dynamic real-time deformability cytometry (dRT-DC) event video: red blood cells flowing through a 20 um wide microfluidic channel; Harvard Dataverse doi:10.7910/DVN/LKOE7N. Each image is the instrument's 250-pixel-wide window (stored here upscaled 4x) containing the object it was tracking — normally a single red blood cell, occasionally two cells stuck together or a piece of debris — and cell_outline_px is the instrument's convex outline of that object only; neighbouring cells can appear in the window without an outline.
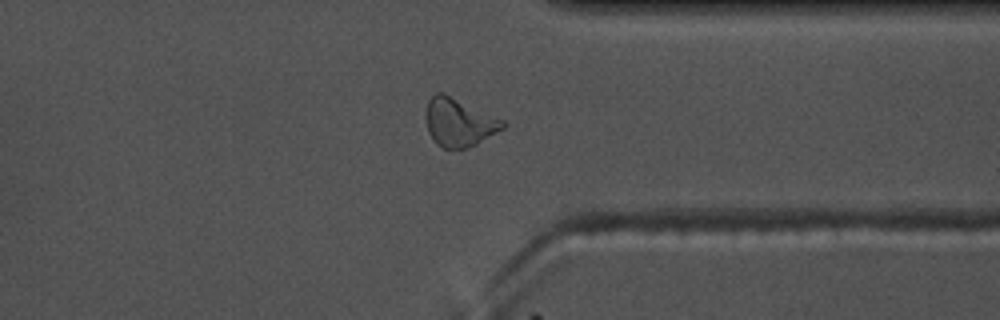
{"species": "common noctule bat (a hibernating species)", "species_latin": "Nyctalus noctula", "temperature_condition": "warm", "stored_images_in_passage": 58, "segment_of_instrument_passage": [1, 2], "camera_frame_rate_fps": 3000, "um_per_image_px": 0.085, "animal": {"sex": "male", "body_mass_g": 17.5, "forearm_length_mm": 52.3}, "frame": {"image": 1, "passage_image": 44, "time_ms": 14.333, "image_size_px": [1000, 320], "cell_outline_px": [[508, 124], [504, 128], [476, 144], [468, 148], [444, 148], [436, 144], [432, 140], [428, 132], [424, 116], [424, 112], [428, 100], [436, 92], [444, 92], [504, 120]], "centroid_in_image_um": [38.98, 10.39], "position_along_channel_um": 372.4, "area_um2": 21.91}}
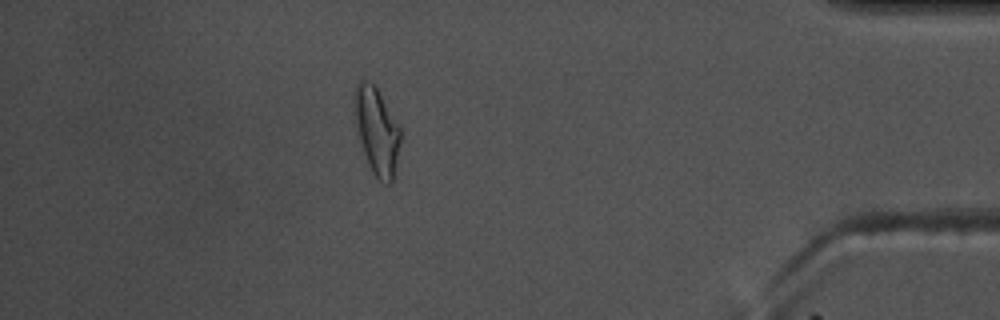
{"frame": {"image": 2, "passage_image": 50, "time_ms": 16.333, "image_size_px": [1000, 320], "cell_outline_px": [[400, 144], [392, 180], [388, 184], [380, 180], [372, 172], [368, 164], [360, 140], [352, 104], [352, 96], [356, 84], [360, 80], [364, 80], [372, 84], [376, 88], [400, 124]], "centroid_in_image_um": [32.01, 11.07], "position_along_channel_um": 403.2, "area_um2": 23.12}}